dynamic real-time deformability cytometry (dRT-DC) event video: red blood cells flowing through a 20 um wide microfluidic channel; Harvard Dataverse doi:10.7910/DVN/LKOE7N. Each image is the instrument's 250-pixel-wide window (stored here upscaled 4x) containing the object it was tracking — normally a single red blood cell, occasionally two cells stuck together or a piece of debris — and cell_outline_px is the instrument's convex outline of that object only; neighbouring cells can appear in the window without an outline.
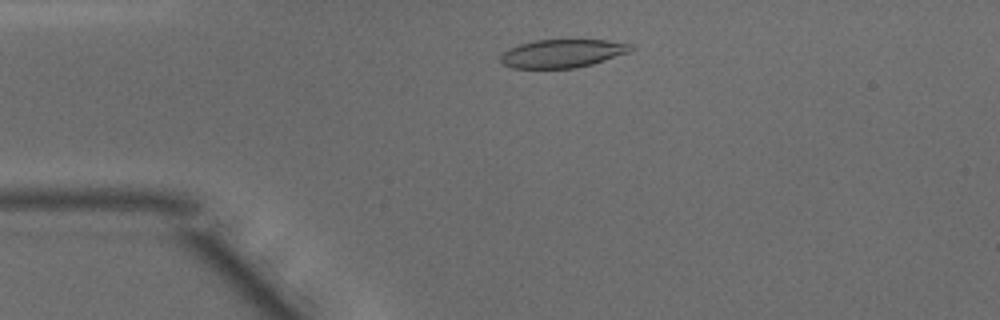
{"species": "common noctule bat (a hibernating species)", "species_latin": "Nyctalus noctula", "temperature_condition": "warm", "stored_images_in_passage": 44, "camera_frame_rate_fps": 3000, "um_per_image_px": 0.085, "animal": {"sex": "male", "body_mass_g": 15.6}, "frame": {"image": 1, "passage_image": 7, "time_ms": 2.0, "image_size_px": [1000, 320], "cell_outline_px": [[632, 48], [628, 52], [592, 64], [576, 68], [512, 68], [504, 64], [500, 60], [500, 56], [508, 48], [520, 44], [536, 40], [604, 40], [632, 44]], "centroid_in_image_um": [47.76, 4.54], "position_along_channel_um": 37.2, "area_um2": 21.21}}
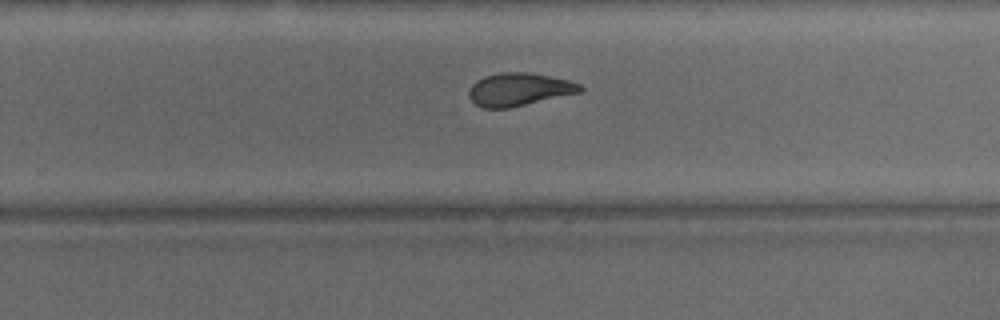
{"frame": {"image": 2, "passage_image": 27, "time_ms": 8.667, "image_size_px": [1000, 320], "cell_outline_px": [[584, 88], [580, 92], [508, 108], [484, 108], [476, 104], [468, 96], [468, 92], [472, 84], [476, 80], [484, 76], [500, 72], [524, 72], [548, 76], [568, 80], [580, 84]], "centroid_in_image_um": [44.08, 7.59], "position_along_channel_um": 285.7, "area_um2": 21.1}}
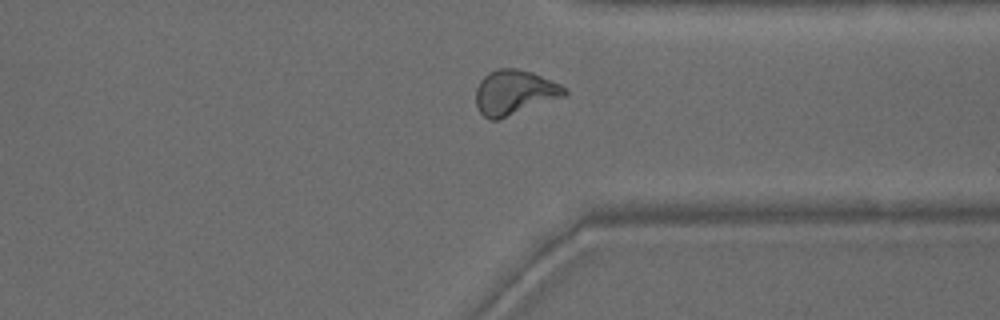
{"frame": {"image": 3, "passage_image": 33, "time_ms": 10.667, "image_size_px": [1000, 320], "cell_outline_px": [[568, 92], [564, 96], [496, 120], [488, 120], [480, 112], [476, 104], [476, 88], [480, 80], [488, 72], [496, 68], [516, 68], [532, 72], [560, 84]], "centroid_in_image_um": [43.68, 7.84], "position_along_channel_um": 367.7, "area_um2": 22.89}, "authors_computed_cell_mechanics": {"area_um2": 21.7906, "velocity_mm_per_s": 4.1525, "shape_relaxation_time_tau1_ms": 5.1225, "shape_relaxation_time_tau2_ms": 1.4139, "deformation_change_tau1": 0.1931, "deformation_change_tau2": 0.094}}